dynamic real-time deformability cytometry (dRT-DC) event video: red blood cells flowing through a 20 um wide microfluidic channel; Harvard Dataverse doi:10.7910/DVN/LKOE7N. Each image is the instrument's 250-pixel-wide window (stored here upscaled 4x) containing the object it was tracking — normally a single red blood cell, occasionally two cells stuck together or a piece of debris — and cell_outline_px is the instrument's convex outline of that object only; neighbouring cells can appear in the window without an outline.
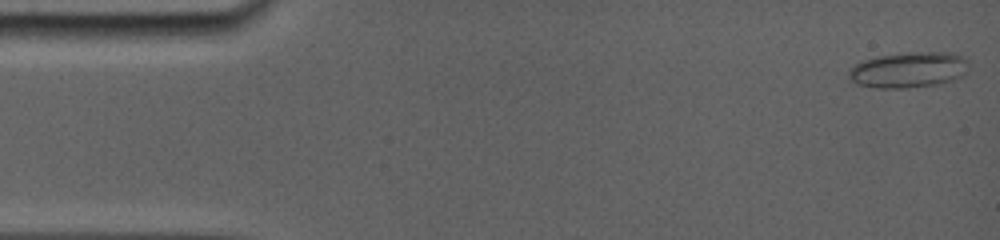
{"species": "common noctule bat (a hibernating species)", "species_latin": "Nyctalus noctula", "temperature_condition": "room temperature", "stored_images_in_passage": 40, "camera_frame_rate_fps": 5000, "um_per_image_px": 0.085, "animal": {"sex": "female", "body_mass_g": 19.0, "forearm_length_mm": 56.7}, "frame": {"image": 1, "passage_image": 1, "time_ms": 0.0, "image_size_px": [1000, 240], "cell_outline_px": [[968, 60], [964, 76], [940, 84], [908, 88], [872, 88], [856, 84], [848, 76], [848, 68], [864, 60], [876, 56], [908, 52], [952, 52]], "centroid_in_image_um": [77.21, 5.94], "position_along_channel_um": 7.8, "area_um2": 25.26}}
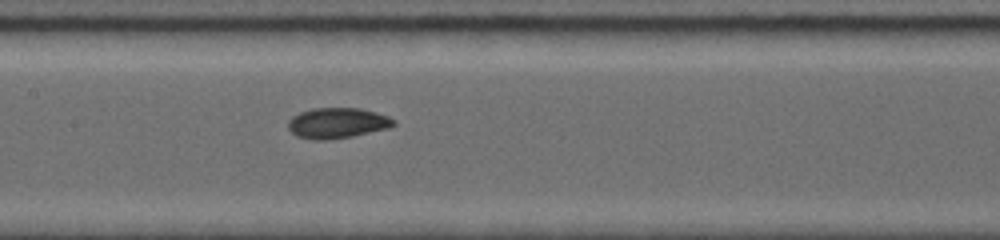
{"frame": {"image": 2, "passage_image": 20, "time_ms": 7.6, "image_size_px": [1000, 240], "cell_outline_px": [[396, 124], [384, 128], [348, 136], [320, 140], [300, 136], [292, 132], [288, 128], [288, 120], [292, 116], [300, 112], [312, 108], [360, 108], [376, 112], [388, 116]], "centroid_in_image_um": [28.61, 10.42], "position_along_channel_um": 178.8, "area_um2": 18.09}}
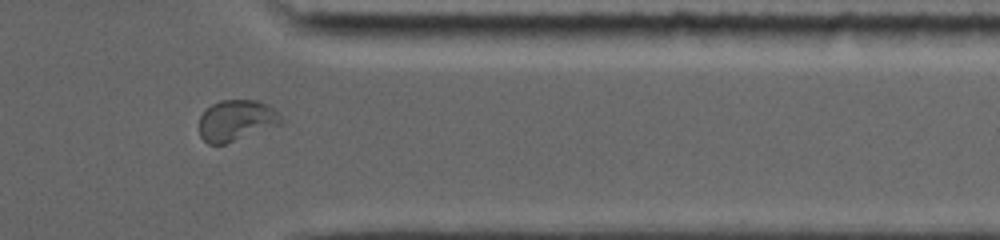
{"frame": {"image": 3, "passage_image": 34, "time_ms": 13.2, "image_size_px": [1000, 240], "cell_outline_px": [[284, 124], [224, 144], [208, 144], [200, 136], [200, 116], [212, 104], [220, 100], [256, 100], [268, 104], [284, 120]], "centroid_in_image_um": [20.12, 10.24], "position_along_channel_um": 391.3, "area_um2": 19.59}, "authors_computed_cell_mechanics": {"area_um2": 18.6983, "velocity_mm_per_s": 3.801, "shape_relaxation_time_tau1_ms": 5.4657, "shape_relaxation_time_tau2_ms": 1.8236, "deformation_change_tau1": 0.1148, "deformation_change_tau2": 0.0363}}